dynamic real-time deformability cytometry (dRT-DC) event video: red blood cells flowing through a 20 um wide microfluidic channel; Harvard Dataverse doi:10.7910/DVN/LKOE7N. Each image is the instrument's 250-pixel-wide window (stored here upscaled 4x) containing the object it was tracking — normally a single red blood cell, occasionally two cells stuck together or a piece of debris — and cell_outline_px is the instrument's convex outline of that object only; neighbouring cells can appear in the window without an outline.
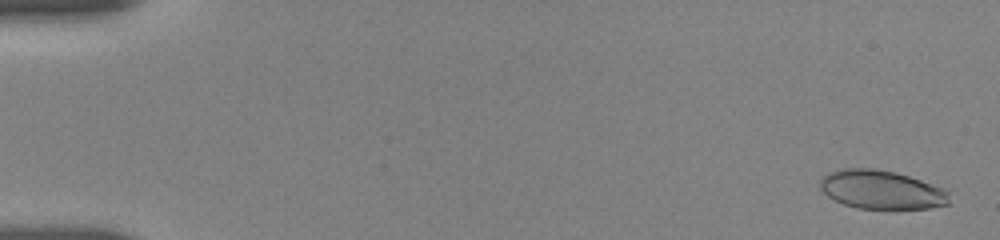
{"species": "human", "species_latin": "Homo sapiens", "temperature_condition": "room temperature", "stored_images_in_passage": 55, "camera_frame_rate_fps": 3000, "um_per_image_px": 0.085, "donor": {"sex": "female"}, "frame": {"image": 1, "passage_image": 2, "time_ms": 0.333, "image_size_px": [1000, 240], "cell_outline_px": [[948, 204], [928, 208], [856, 208], [844, 204], [828, 196], [820, 188], [820, 180], [828, 172], [844, 168], [872, 168], [896, 172], [932, 184], [948, 192]], "centroid_in_image_um": [74.88, 16.11], "position_along_channel_um": 10.1, "area_um2": 28.73}}
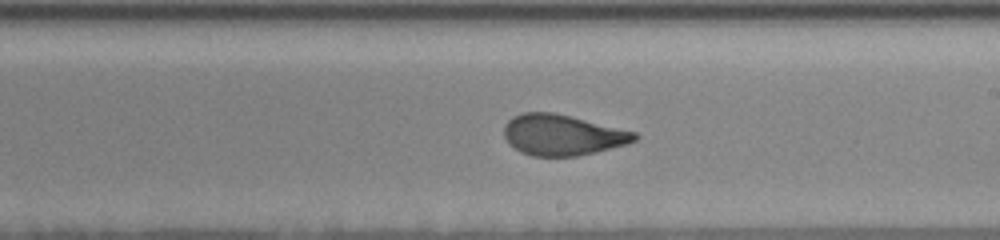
{"frame": {"image": 2, "passage_image": 33, "time_ms": 10.667, "image_size_px": [1000, 240], "cell_outline_px": [[640, 136], [636, 140], [624, 144], [596, 152], [576, 156], [532, 156], [520, 152], [508, 144], [504, 136], [504, 124], [512, 116], [524, 112], [552, 112], [636, 132]], "centroid_in_image_um": [47.75, 11.47], "position_along_channel_um": 241.2, "area_um2": 30.92}}
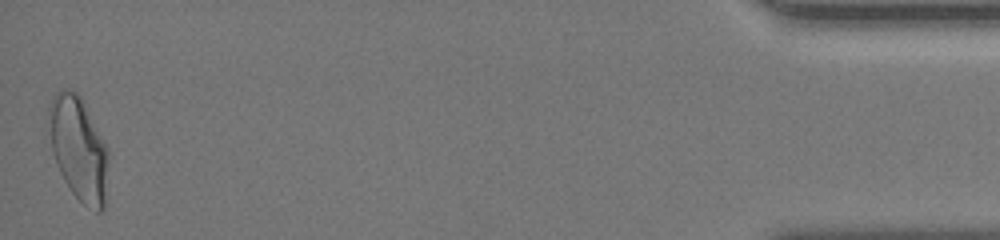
{"frame": {"image": 3, "passage_image": 55, "time_ms": 18.0, "image_size_px": [1000, 240], "cell_outline_px": [[108, 156], [104, 208], [100, 212], [96, 212], [84, 204], [72, 192], [64, 180], [56, 164], [52, 152], [48, 112], [48, 108], [52, 96], [56, 92], [64, 88], [72, 88], [80, 96], [108, 148]], "centroid_in_image_um": [6.67, 12.6], "position_along_channel_um": 428.5, "area_um2": 35.78}, "authors_computed_cell_mechanics": {"area_um2": 31.0964, "velocity_mm_per_s": 3.68, "shape_relaxation_time_tau1_ms": 6.123, "shape_relaxation_time_tau2_ms": 1.0583, "deformation_change_tau1": 0.1874, "deformation_change_tau2": 0.0772}}